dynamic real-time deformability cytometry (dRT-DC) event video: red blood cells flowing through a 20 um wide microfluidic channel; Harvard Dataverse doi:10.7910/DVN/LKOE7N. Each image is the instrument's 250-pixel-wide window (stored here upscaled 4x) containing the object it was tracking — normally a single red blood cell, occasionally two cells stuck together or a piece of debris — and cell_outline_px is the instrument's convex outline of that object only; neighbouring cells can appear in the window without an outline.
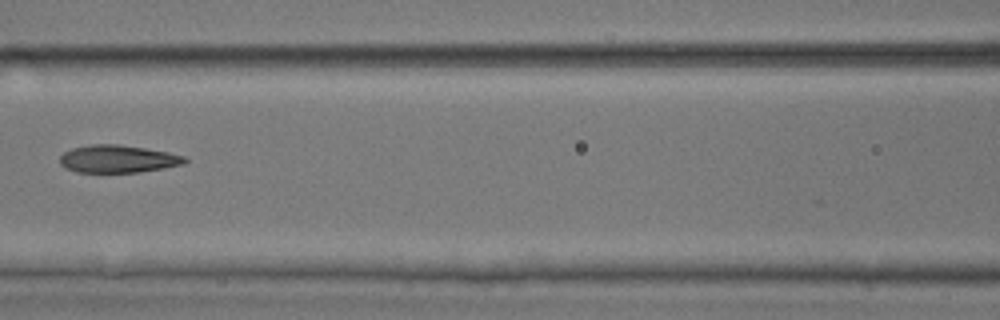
{"species": "common noctule bat (a hibernating species)", "species_latin": "Nyctalus noctula", "temperature_condition": "room temperature", "stored_images_in_passage": 6, "camera_frame_rate_fps": 3000, "um_per_image_px": 0.085, "animal": {"sex": "male", "body_mass_g": 17.9, "forearm_length_mm": 54.2}, "frame": {"image": 1, "passage_image": 6, "time_ms": 1.667, "image_size_px": [1000, 320], "cell_outline_px": [[188, 160], [184, 164], [164, 168], [136, 172], [76, 172], [64, 168], [60, 164], [60, 156], [64, 152], [72, 148], [92, 144], [116, 144], [144, 148], [168, 152], [184, 156]], "centroid_in_image_um": [10.0, 13.51], "position_along_channel_um": 156.6, "area_um2": 20.06}}